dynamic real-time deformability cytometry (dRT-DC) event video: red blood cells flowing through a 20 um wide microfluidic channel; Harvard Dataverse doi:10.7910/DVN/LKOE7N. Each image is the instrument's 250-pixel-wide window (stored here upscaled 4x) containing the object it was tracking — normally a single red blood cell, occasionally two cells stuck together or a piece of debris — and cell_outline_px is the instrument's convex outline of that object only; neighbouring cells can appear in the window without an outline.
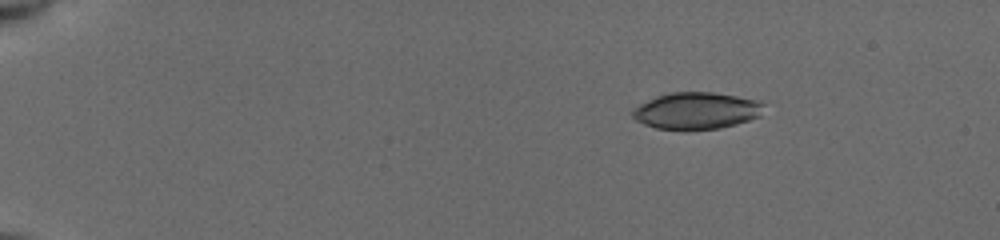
{"species": "common noctule bat (a hibernating species)", "species_latin": "Nyctalus noctula", "temperature_condition": "cold", "stored_images_in_passage": 46, "camera_frame_rate_fps": 3000, "um_per_image_px": 0.085, "animal": {"sex": "female", "body_mass_g": 19.5, "forearm_length_mm": 54.1}, "frame": {"image": 1, "passage_image": 1, "time_ms": 0.0, "image_size_px": [1000, 240], "cell_outline_px": [[764, 104], [760, 116], [736, 124], [720, 128], [656, 128], [644, 124], [636, 120], [632, 116], [632, 112], [640, 104], [656, 96], [668, 92], [712, 92], [764, 100]], "centroid_in_image_um": [59.25, 9.38], "position_along_channel_um": 25.8, "area_um2": 27.86}}
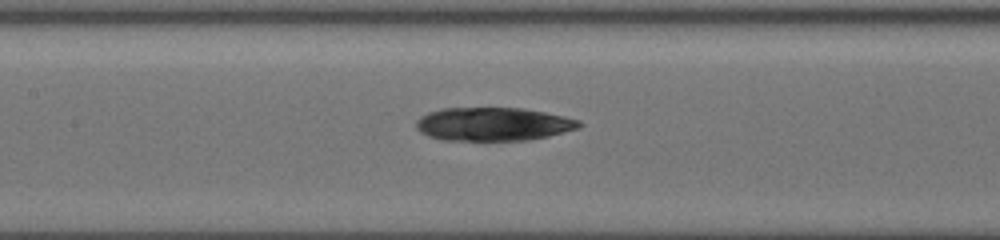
{"frame": {"image": 2, "passage_image": 20, "time_ms": 6.333, "image_size_px": [1000, 240], "cell_outline_px": [[584, 124], [580, 128], [548, 136], [528, 140], [440, 140], [428, 136], [420, 132], [416, 128], [416, 120], [420, 116], [428, 112], [440, 108], [524, 108], [564, 116], [580, 120]], "centroid_in_image_um": [41.91, 10.55], "position_along_channel_um": 165.5, "area_um2": 31.96}}
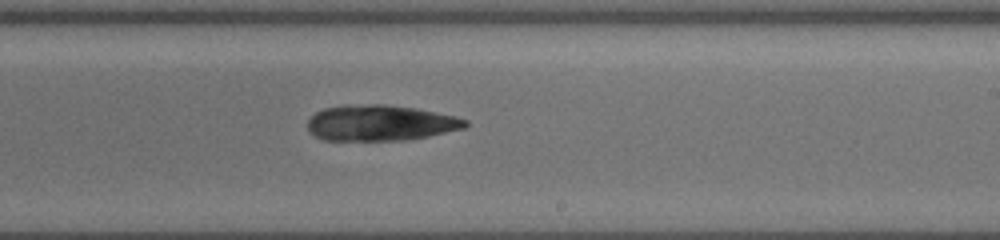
{"frame": {"image": 3, "passage_image": 27, "time_ms": 8.667, "image_size_px": [1000, 240], "cell_outline_px": [[468, 124], [464, 128], [428, 136], [408, 140], [324, 140], [308, 132], [308, 120], [316, 112], [324, 108], [344, 104], [384, 104], [416, 108], [456, 116], [468, 120]], "centroid_in_image_um": [32.32, 10.44], "position_along_channel_um": 256.7, "area_um2": 33.06}}